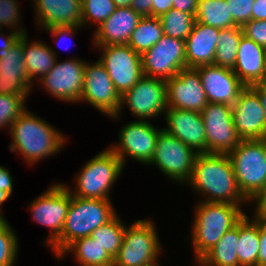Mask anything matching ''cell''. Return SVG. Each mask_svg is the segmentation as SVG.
I'll list each match as a JSON object with an SVG mask.
<instances>
[{"instance_id": "obj_1", "label": "cell", "mask_w": 266, "mask_h": 266, "mask_svg": "<svg viewBox=\"0 0 266 266\" xmlns=\"http://www.w3.org/2000/svg\"><path fill=\"white\" fill-rule=\"evenodd\" d=\"M187 184H190L199 194L206 195V199L202 200L205 202L229 203L241 205V207L243 203L249 202L238 188L228 154H198L193 174Z\"/></svg>"}, {"instance_id": "obj_2", "label": "cell", "mask_w": 266, "mask_h": 266, "mask_svg": "<svg viewBox=\"0 0 266 266\" xmlns=\"http://www.w3.org/2000/svg\"><path fill=\"white\" fill-rule=\"evenodd\" d=\"M9 130L13 138L10 150L18 152L30 166L48 156H54L66 144L62 132L28 109L12 123Z\"/></svg>"}, {"instance_id": "obj_3", "label": "cell", "mask_w": 266, "mask_h": 266, "mask_svg": "<svg viewBox=\"0 0 266 266\" xmlns=\"http://www.w3.org/2000/svg\"><path fill=\"white\" fill-rule=\"evenodd\" d=\"M117 212L109 199H89L71 195L60 237L50 246L58 258L75 240L91 236L99 226L110 221Z\"/></svg>"}, {"instance_id": "obj_4", "label": "cell", "mask_w": 266, "mask_h": 266, "mask_svg": "<svg viewBox=\"0 0 266 266\" xmlns=\"http://www.w3.org/2000/svg\"><path fill=\"white\" fill-rule=\"evenodd\" d=\"M194 210L191 241L198 262L246 212L240 205L205 201L198 202Z\"/></svg>"}, {"instance_id": "obj_5", "label": "cell", "mask_w": 266, "mask_h": 266, "mask_svg": "<svg viewBox=\"0 0 266 266\" xmlns=\"http://www.w3.org/2000/svg\"><path fill=\"white\" fill-rule=\"evenodd\" d=\"M228 156L238 188L250 203L266 182V138L241 140Z\"/></svg>"}, {"instance_id": "obj_6", "label": "cell", "mask_w": 266, "mask_h": 266, "mask_svg": "<svg viewBox=\"0 0 266 266\" xmlns=\"http://www.w3.org/2000/svg\"><path fill=\"white\" fill-rule=\"evenodd\" d=\"M122 161L108 147L90 159L76 175L75 192L66 186L71 195L89 199H110L112 185L121 176Z\"/></svg>"}, {"instance_id": "obj_7", "label": "cell", "mask_w": 266, "mask_h": 266, "mask_svg": "<svg viewBox=\"0 0 266 266\" xmlns=\"http://www.w3.org/2000/svg\"><path fill=\"white\" fill-rule=\"evenodd\" d=\"M155 224L137 220L126 226L113 266H148L158 262L162 250Z\"/></svg>"}, {"instance_id": "obj_8", "label": "cell", "mask_w": 266, "mask_h": 266, "mask_svg": "<svg viewBox=\"0 0 266 266\" xmlns=\"http://www.w3.org/2000/svg\"><path fill=\"white\" fill-rule=\"evenodd\" d=\"M198 153L163 128L158 134L150 165L157 166L169 179L188 183L193 174Z\"/></svg>"}, {"instance_id": "obj_9", "label": "cell", "mask_w": 266, "mask_h": 266, "mask_svg": "<svg viewBox=\"0 0 266 266\" xmlns=\"http://www.w3.org/2000/svg\"><path fill=\"white\" fill-rule=\"evenodd\" d=\"M124 104L135 117L146 121L158 117L167 109L166 81L159 78L143 76L135 86L121 96L120 108L117 115L110 118L119 119Z\"/></svg>"}, {"instance_id": "obj_10", "label": "cell", "mask_w": 266, "mask_h": 266, "mask_svg": "<svg viewBox=\"0 0 266 266\" xmlns=\"http://www.w3.org/2000/svg\"><path fill=\"white\" fill-rule=\"evenodd\" d=\"M101 48L98 60L103 64L116 91L122 96L144 76L141 55L128 44L95 46Z\"/></svg>"}, {"instance_id": "obj_11", "label": "cell", "mask_w": 266, "mask_h": 266, "mask_svg": "<svg viewBox=\"0 0 266 266\" xmlns=\"http://www.w3.org/2000/svg\"><path fill=\"white\" fill-rule=\"evenodd\" d=\"M71 201V193L66 185L56 183L31 201L29 209L34 221L51 230L49 247L60 237Z\"/></svg>"}, {"instance_id": "obj_12", "label": "cell", "mask_w": 266, "mask_h": 266, "mask_svg": "<svg viewBox=\"0 0 266 266\" xmlns=\"http://www.w3.org/2000/svg\"><path fill=\"white\" fill-rule=\"evenodd\" d=\"M206 133V153L229 154L241 139L232 119V106L212 103L201 112Z\"/></svg>"}, {"instance_id": "obj_13", "label": "cell", "mask_w": 266, "mask_h": 266, "mask_svg": "<svg viewBox=\"0 0 266 266\" xmlns=\"http://www.w3.org/2000/svg\"><path fill=\"white\" fill-rule=\"evenodd\" d=\"M141 60L144 76L166 81L186 68L185 41L163 35Z\"/></svg>"}, {"instance_id": "obj_14", "label": "cell", "mask_w": 266, "mask_h": 266, "mask_svg": "<svg viewBox=\"0 0 266 266\" xmlns=\"http://www.w3.org/2000/svg\"><path fill=\"white\" fill-rule=\"evenodd\" d=\"M148 120H136L126 124L119 131V143L109 147L125 166L129 156L143 164H149L154 155L157 137L161 128H156Z\"/></svg>"}, {"instance_id": "obj_15", "label": "cell", "mask_w": 266, "mask_h": 266, "mask_svg": "<svg viewBox=\"0 0 266 266\" xmlns=\"http://www.w3.org/2000/svg\"><path fill=\"white\" fill-rule=\"evenodd\" d=\"M81 101L90 103L108 117L119 112L121 96L99 60L93 64L86 62Z\"/></svg>"}, {"instance_id": "obj_16", "label": "cell", "mask_w": 266, "mask_h": 266, "mask_svg": "<svg viewBox=\"0 0 266 266\" xmlns=\"http://www.w3.org/2000/svg\"><path fill=\"white\" fill-rule=\"evenodd\" d=\"M86 61L71 58L66 61L56 60L53 68L40 78L44 87L53 98L65 102L79 103L82 95Z\"/></svg>"}, {"instance_id": "obj_17", "label": "cell", "mask_w": 266, "mask_h": 266, "mask_svg": "<svg viewBox=\"0 0 266 266\" xmlns=\"http://www.w3.org/2000/svg\"><path fill=\"white\" fill-rule=\"evenodd\" d=\"M232 119L241 140L266 138L265 110L258 94L246 86L232 105Z\"/></svg>"}, {"instance_id": "obj_18", "label": "cell", "mask_w": 266, "mask_h": 266, "mask_svg": "<svg viewBox=\"0 0 266 266\" xmlns=\"http://www.w3.org/2000/svg\"><path fill=\"white\" fill-rule=\"evenodd\" d=\"M167 107L201 113L208 104L200 74L196 68H184L166 80Z\"/></svg>"}, {"instance_id": "obj_19", "label": "cell", "mask_w": 266, "mask_h": 266, "mask_svg": "<svg viewBox=\"0 0 266 266\" xmlns=\"http://www.w3.org/2000/svg\"><path fill=\"white\" fill-rule=\"evenodd\" d=\"M164 117L167 125L163 129L166 132L198 154L206 153V133L201 113L167 107Z\"/></svg>"}, {"instance_id": "obj_20", "label": "cell", "mask_w": 266, "mask_h": 266, "mask_svg": "<svg viewBox=\"0 0 266 266\" xmlns=\"http://www.w3.org/2000/svg\"><path fill=\"white\" fill-rule=\"evenodd\" d=\"M208 102L232 106L246 87L232 69L206 65L196 68Z\"/></svg>"}, {"instance_id": "obj_21", "label": "cell", "mask_w": 266, "mask_h": 266, "mask_svg": "<svg viewBox=\"0 0 266 266\" xmlns=\"http://www.w3.org/2000/svg\"><path fill=\"white\" fill-rule=\"evenodd\" d=\"M32 83L24 62L23 35L14 46L0 58V93L29 95Z\"/></svg>"}, {"instance_id": "obj_22", "label": "cell", "mask_w": 266, "mask_h": 266, "mask_svg": "<svg viewBox=\"0 0 266 266\" xmlns=\"http://www.w3.org/2000/svg\"><path fill=\"white\" fill-rule=\"evenodd\" d=\"M41 29L55 26L83 27L82 0H32Z\"/></svg>"}, {"instance_id": "obj_23", "label": "cell", "mask_w": 266, "mask_h": 266, "mask_svg": "<svg viewBox=\"0 0 266 266\" xmlns=\"http://www.w3.org/2000/svg\"><path fill=\"white\" fill-rule=\"evenodd\" d=\"M141 18L131 7H117L94 31V46L127 44Z\"/></svg>"}, {"instance_id": "obj_24", "label": "cell", "mask_w": 266, "mask_h": 266, "mask_svg": "<svg viewBox=\"0 0 266 266\" xmlns=\"http://www.w3.org/2000/svg\"><path fill=\"white\" fill-rule=\"evenodd\" d=\"M220 29L195 21L185 40L186 68L213 65Z\"/></svg>"}, {"instance_id": "obj_25", "label": "cell", "mask_w": 266, "mask_h": 266, "mask_svg": "<svg viewBox=\"0 0 266 266\" xmlns=\"http://www.w3.org/2000/svg\"><path fill=\"white\" fill-rule=\"evenodd\" d=\"M233 72L245 86L266 82V49L243 35Z\"/></svg>"}, {"instance_id": "obj_26", "label": "cell", "mask_w": 266, "mask_h": 266, "mask_svg": "<svg viewBox=\"0 0 266 266\" xmlns=\"http://www.w3.org/2000/svg\"><path fill=\"white\" fill-rule=\"evenodd\" d=\"M24 62L31 82L47 74L58 60L57 51L43 41H28V35H23ZM37 76H39L37 78Z\"/></svg>"}, {"instance_id": "obj_27", "label": "cell", "mask_w": 266, "mask_h": 266, "mask_svg": "<svg viewBox=\"0 0 266 266\" xmlns=\"http://www.w3.org/2000/svg\"><path fill=\"white\" fill-rule=\"evenodd\" d=\"M252 218L254 219L245 214L239 221V238L236 243L239 266H257L260 246L259 216L253 214Z\"/></svg>"}, {"instance_id": "obj_28", "label": "cell", "mask_w": 266, "mask_h": 266, "mask_svg": "<svg viewBox=\"0 0 266 266\" xmlns=\"http://www.w3.org/2000/svg\"><path fill=\"white\" fill-rule=\"evenodd\" d=\"M80 266H113L114 259L91 236L72 242L57 259L71 252Z\"/></svg>"}, {"instance_id": "obj_29", "label": "cell", "mask_w": 266, "mask_h": 266, "mask_svg": "<svg viewBox=\"0 0 266 266\" xmlns=\"http://www.w3.org/2000/svg\"><path fill=\"white\" fill-rule=\"evenodd\" d=\"M239 238V222L229 229L222 238L197 263L200 266H239L236 243Z\"/></svg>"}, {"instance_id": "obj_30", "label": "cell", "mask_w": 266, "mask_h": 266, "mask_svg": "<svg viewBox=\"0 0 266 266\" xmlns=\"http://www.w3.org/2000/svg\"><path fill=\"white\" fill-rule=\"evenodd\" d=\"M195 21L220 30L237 26L226 0H198Z\"/></svg>"}, {"instance_id": "obj_31", "label": "cell", "mask_w": 266, "mask_h": 266, "mask_svg": "<svg viewBox=\"0 0 266 266\" xmlns=\"http://www.w3.org/2000/svg\"><path fill=\"white\" fill-rule=\"evenodd\" d=\"M164 35L159 17H142L132 32L128 45L138 54L154 46Z\"/></svg>"}, {"instance_id": "obj_32", "label": "cell", "mask_w": 266, "mask_h": 266, "mask_svg": "<svg viewBox=\"0 0 266 266\" xmlns=\"http://www.w3.org/2000/svg\"><path fill=\"white\" fill-rule=\"evenodd\" d=\"M244 35L240 26L221 29L213 65L232 69L235 66L239 42Z\"/></svg>"}, {"instance_id": "obj_33", "label": "cell", "mask_w": 266, "mask_h": 266, "mask_svg": "<svg viewBox=\"0 0 266 266\" xmlns=\"http://www.w3.org/2000/svg\"><path fill=\"white\" fill-rule=\"evenodd\" d=\"M125 228L122 219L116 214L110 221L95 229L91 237L114 259L122 245Z\"/></svg>"}, {"instance_id": "obj_34", "label": "cell", "mask_w": 266, "mask_h": 266, "mask_svg": "<svg viewBox=\"0 0 266 266\" xmlns=\"http://www.w3.org/2000/svg\"><path fill=\"white\" fill-rule=\"evenodd\" d=\"M159 19L163 27L164 35L183 41L191 33L195 22V17L192 14L173 8L162 14Z\"/></svg>"}, {"instance_id": "obj_35", "label": "cell", "mask_w": 266, "mask_h": 266, "mask_svg": "<svg viewBox=\"0 0 266 266\" xmlns=\"http://www.w3.org/2000/svg\"><path fill=\"white\" fill-rule=\"evenodd\" d=\"M28 95L0 93V129L11 127L12 123L27 109L25 100Z\"/></svg>"}, {"instance_id": "obj_36", "label": "cell", "mask_w": 266, "mask_h": 266, "mask_svg": "<svg viewBox=\"0 0 266 266\" xmlns=\"http://www.w3.org/2000/svg\"><path fill=\"white\" fill-rule=\"evenodd\" d=\"M116 8L113 0H82L83 26L92 22L99 26Z\"/></svg>"}, {"instance_id": "obj_37", "label": "cell", "mask_w": 266, "mask_h": 266, "mask_svg": "<svg viewBox=\"0 0 266 266\" xmlns=\"http://www.w3.org/2000/svg\"><path fill=\"white\" fill-rule=\"evenodd\" d=\"M7 219L0 225V266H13L18 254V239Z\"/></svg>"}, {"instance_id": "obj_38", "label": "cell", "mask_w": 266, "mask_h": 266, "mask_svg": "<svg viewBox=\"0 0 266 266\" xmlns=\"http://www.w3.org/2000/svg\"><path fill=\"white\" fill-rule=\"evenodd\" d=\"M21 13L19 12V3L17 0H0V27L11 28L15 33L18 34H28L24 28L19 25V20L21 18ZM19 26V27H18Z\"/></svg>"}, {"instance_id": "obj_39", "label": "cell", "mask_w": 266, "mask_h": 266, "mask_svg": "<svg viewBox=\"0 0 266 266\" xmlns=\"http://www.w3.org/2000/svg\"><path fill=\"white\" fill-rule=\"evenodd\" d=\"M230 13L237 26L243 27L252 19V10L255 0H226Z\"/></svg>"}, {"instance_id": "obj_40", "label": "cell", "mask_w": 266, "mask_h": 266, "mask_svg": "<svg viewBox=\"0 0 266 266\" xmlns=\"http://www.w3.org/2000/svg\"><path fill=\"white\" fill-rule=\"evenodd\" d=\"M242 29L244 36L266 49V20L251 19Z\"/></svg>"}, {"instance_id": "obj_41", "label": "cell", "mask_w": 266, "mask_h": 266, "mask_svg": "<svg viewBox=\"0 0 266 266\" xmlns=\"http://www.w3.org/2000/svg\"><path fill=\"white\" fill-rule=\"evenodd\" d=\"M259 253L257 266H266V217L259 216Z\"/></svg>"}, {"instance_id": "obj_42", "label": "cell", "mask_w": 266, "mask_h": 266, "mask_svg": "<svg viewBox=\"0 0 266 266\" xmlns=\"http://www.w3.org/2000/svg\"><path fill=\"white\" fill-rule=\"evenodd\" d=\"M77 28H81V27H77V26H55L52 28H47L45 31H49L48 33H51L52 38H56L57 40L54 41L56 43H59L58 40L61 39V36L66 39L65 37H70L73 36L75 32H77L76 30H78ZM60 38V39H58ZM58 41V42H57ZM61 41V40H60ZM59 45V44H58Z\"/></svg>"}, {"instance_id": "obj_43", "label": "cell", "mask_w": 266, "mask_h": 266, "mask_svg": "<svg viewBox=\"0 0 266 266\" xmlns=\"http://www.w3.org/2000/svg\"><path fill=\"white\" fill-rule=\"evenodd\" d=\"M3 36L5 35H3V33L1 35L0 32V58H2V55H4L5 53H8V51L14 46V44L21 38L22 34L11 31L10 34L6 35L5 37Z\"/></svg>"}, {"instance_id": "obj_44", "label": "cell", "mask_w": 266, "mask_h": 266, "mask_svg": "<svg viewBox=\"0 0 266 266\" xmlns=\"http://www.w3.org/2000/svg\"><path fill=\"white\" fill-rule=\"evenodd\" d=\"M153 0H132L131 8L141 17H152Z\"/></svg>"}, {"instance_id": "obj_45", "label": "cell", "mask_w": 266, "mask_h": 266, "mask_svg": "<svg viewBox=\"0 0 266 266\" xmlns=\"http://www.w3.org/2000/svg\"><path fill=\"white\" fill-rule=\"evenodd\" d=\"M198 0H173V9L184 11L195 17Z\"/></svg>"}, {"instance_id": "obj_46", "label": "cell", "mask_w": 266, "mask_h": 266, "mask_svg": "<svg viewBox=\"0 0 266 266\" xmlns=\"http://www.w3.org/2000/svg\"><path fill=\"white\" fill-rule=\"evenodd\" d=\"M256 204L254 214L261 217H266V182L263 189L252 200Z\"/></svg>"}, {"instance_id": "obj_47", "label": "cell", "mask_w": 266, "mask_h": 266, "mask_svg": "<svg viewBox=\"0 0 266 266\" xmlns=\"http://www.w3.org/2000/svg\"><path fill=\"white\" fill-rule=\"evenodd\" d=\"M173 8V0H153L152 17H160Z\"/></svg>"}, {"instance_id": "obj_48", "label": "cell", "mask_w": 266, "mask_h": 266, "mask_svg": "<svg viewBox=\"0 0 266 266\" xmlns=\"http://www.w3.org/2000/svg\"><path fill=\"white\" fill-rule=\"evenodd\" d=\"M0 190L13 192V180L9 170L0 165Z\"/></svg>"}, {"instance_id": "obj_49", "label": "cell", "mask_w": 266, "mask_h": 266, "mask_svg": "<svg viewBox=\"0 0 266 266\" xmlns=\"http://www.w3.org/2000/svg\"><path fill=\"white\" fill-rule=\"evenodd\" d=\"M253 20H266V0H255L252 10Z\"/></svg>"}, {"instance_id": "obj_50", "label": "cell", "mask_w": 266, "mask_h": 266, "mask_svg": "<svg viewBox=\"0 0 266 266\" xmlns=\"http://www.w3.org/2000/svg\"><path fill=\"white\" fill-rule=\"evenodd\" d=\"M250 87L258 94L261 104L265 110V118H266V82L257 83Z\"/></svg>"}, {"instance_id": "obj_51", "label": "cell", "mask_w": 266, "mask_h": 266, "mask_svg": "<svg viewBox=\"0 0 266 266\" xmlns=\"http://www.w3.org/2000/svg\"><path fill=\"white\" fill-rule=\"evenodd\" d=\"M11 194L6 192V191H3V190H0V216H2V208H1V205L8 200V198H10Z\"/></svg>"}, {"instance_id": "obj_52", "label": "cell", "mask_w": 266, "mask_h": 266, "mask_svg": "<svg viewBox=\"0 0 266 266\" xmlns=\"http://www.w3.org/2000/svg\"><path fill=\"white\" fill-rule=\"evenodd\" d=\"M116 7H130L132 0H113Z\"/></svg>"}, {"instance_id": "obj_53", "label": "cell", "mask_w": 266, "mask_h": 266, "mask_svg": "<svg viewBox=\"0 0 266 266\" xmlns=\"http://www.w3.org/2000/svg\"><path fill=\"white\" fill-rule=\"evenodd\" d=\"M6 220L4 216H0V225Z\"/></svg>"}, {"instance_id": "obj_54", "label": "cell", "mask_w": 266, "mask_h": 266, "mask_svg": "<svg viewBox=\"0 0 266 266\" xmlns=\"http://www.w3.org/2000/svg\"><path fill=\"white\" fill-rule=\"evenodd\" d=\"M158 263V264H157ZM148 266H159V262H155V263H153V264H151V265H148Z\"/></svg>"}]
</instances>
